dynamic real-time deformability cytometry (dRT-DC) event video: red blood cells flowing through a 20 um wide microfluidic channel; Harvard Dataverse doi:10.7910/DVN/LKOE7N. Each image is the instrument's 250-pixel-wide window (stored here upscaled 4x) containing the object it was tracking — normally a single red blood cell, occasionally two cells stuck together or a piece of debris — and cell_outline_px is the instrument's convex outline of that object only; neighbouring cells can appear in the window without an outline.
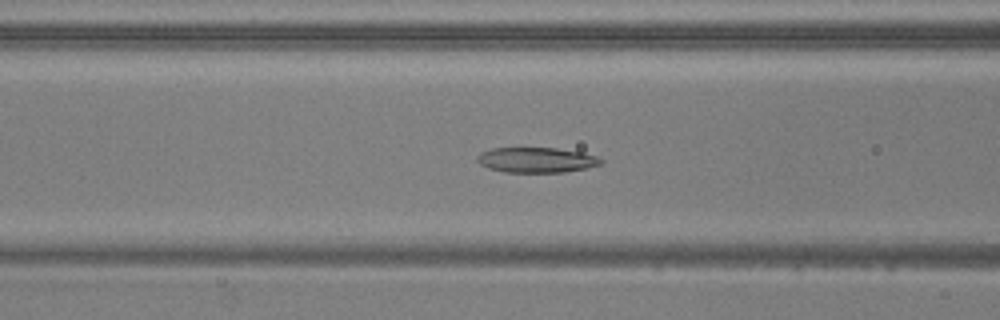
{"species": "common noctule bat (a hibernating species)", "species_latin": "Nyctalus noctula", "temperature_condition": "warm", "stored_images_in_passage": 47, "camera_frame_rate_fps": 3000, "um_per_image_px": 0.085, "animal": {"sex": "male", "body_mass_g": 20.5, "forearm_length_mm": 52.5}, "frame": {"image": 1, "passage_image": 21, "time_ms": 6.667, "image_size_px": [1000, 320], "cell_outline_px": [[604, 160], [600, 164], [584, 168], [564, 172], [504, 172], [488, 168], [480, 164], [476, 160], [476, 156], [480, 152], [492, 148], [556, 148], [584, 152], [596, 156]], "centroid_in_image_um": [45.56, 13.59], "position_along_channel_um": 121.0, "area_um2": 18.21}}
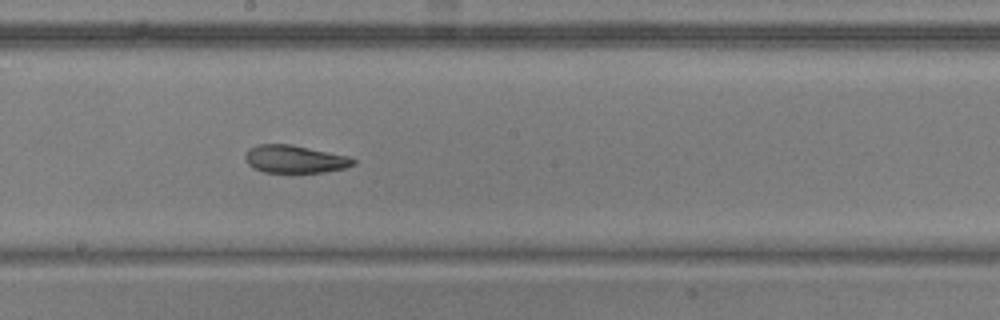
{"frame": {"image": 2, "passage_image": 29, "time_ms": 9.333, "image_size_px": [1000, 320], "cell_outline_px": [[356, 164], [344, 168], [324, 172], [292, 176], [264, 172], [252, 168], [244, 160], [244, 156], [248, 148], [260, 144], [292, 144], [348, 156], [356, 160]], "centroid_in_image_um": [25.02, 13.58], "position_along_channel_um": 223.2, "area_um2": 18.44}}
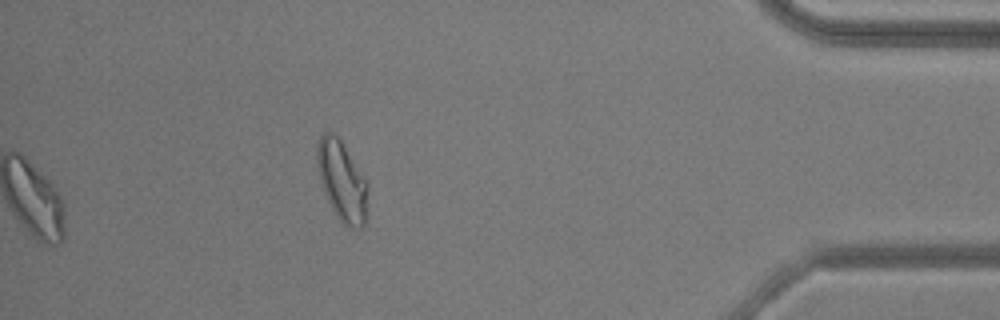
{"frame": {"image": 3, "passage_image": 47, "time_ms": 15.333, "image_size_px": [1000, 320], "cell_outline_px": [[368, 184], [364, 228], [348, 228], [336, 216], [324, 192], [320, 180], [316, 164], [316, 144], [320, 136], [328, 128], [340, 140], [364, 176]], "centroid_in_image_um": [29.04, 15.36], "position_along_channel_um": 406.2, "area_um2": 23.7}, "authors_computed_cell_mechanics": {"area_um2": 19.8254, "velocity_mm_per_s": 3.817, "shape_relaxation_time_tau1_ms": null, "shape_relaxation_time_tau2_ms": 2.111, "deformation_change_tau1": null, "deformation_change_tau2": 0.0929}}